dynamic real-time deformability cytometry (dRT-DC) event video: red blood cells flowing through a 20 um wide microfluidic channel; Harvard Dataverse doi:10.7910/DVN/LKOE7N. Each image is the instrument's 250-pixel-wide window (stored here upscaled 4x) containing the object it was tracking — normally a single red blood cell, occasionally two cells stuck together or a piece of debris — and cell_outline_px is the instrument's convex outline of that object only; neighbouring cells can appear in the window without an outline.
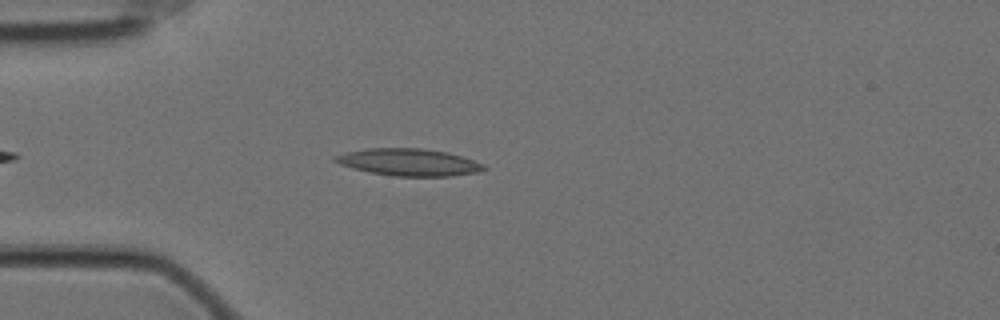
{"species": "Egyptian fruit bat (a non-hibernating species)", "species_latin": "Rousettus aegyptiacus", "temperature_condition": "cold", "stored_images_in_passage": 45, "camera_frame_rate_fps": 3000, "um_per_image_px": 0.085, "animal": {"sex": "female"}, "frame": {"image": 1, "passage_image": 7, "time_ms": 2.0, "image_size_px": [1000, 320], "cell_outline_px": [[488, 168], [476, 172], [448, 176], [392, 176], [368, 172], [352, 168], [340, 164], [332, 160], [332, 156], [364, 148], [424, 148], [448, 152], [484, 164]], "centroid_in_image_um": [34.7, 13.78], "position_along_channel_um": 50.3, "area_um2": 23.52}}
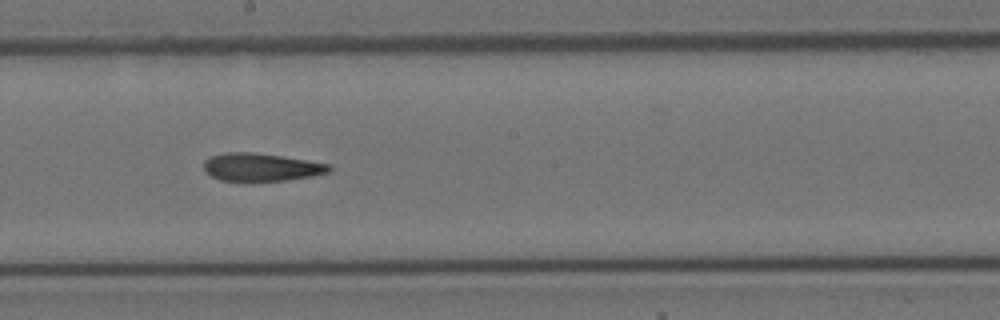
{"frame": {"image": 2, "passage_image": 23, "time_ms": 7.333, "image_size_px": [1000, 320], "cell_outline_px": [[332, 168], [328, 172], [312, 176], [284, 180], [220, 180], [204, 172], [204, 160], [212, 156], [228, 152], [252, 152], [280, 156], [328, 164]], "centroid_in_image_um": [22.16, 14.2], "position_along_channel_um": 226.0, "area_um2": 19.88}}
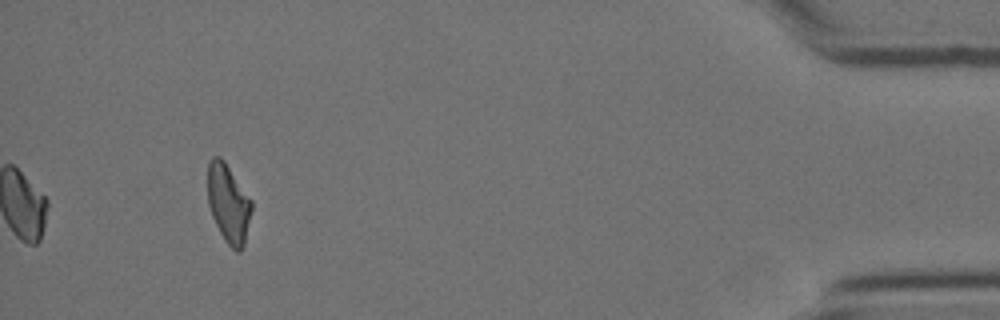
{"frame": {"image": 3, "passage_image": 45, "time_ms": 14.667, "image_size_px": [1000, 320], "cell_outline_px": [[252, 208], [244, 244], [240, 252], [236, 252], [224, 240], [212, 216], [208, 204], [208, 164], [212, 156], [220, 156], [224, 160], [252, 200]], "centroid_in_image_um": [19.41, 17.28], "position_along_channel_um": 415.8, "area_um2": 20.06}, "authors_computed_cell_mechanics": {"area_um2": 20.8658, "velocity_mm_per_s": 3.498, "shape_relaxation_time_tau1_ms": null, "shape_relaxation_time_tau2_ms": 6.4729, "deformation_change_tau1": null, "deformation_change_tau2": 0.1647}}